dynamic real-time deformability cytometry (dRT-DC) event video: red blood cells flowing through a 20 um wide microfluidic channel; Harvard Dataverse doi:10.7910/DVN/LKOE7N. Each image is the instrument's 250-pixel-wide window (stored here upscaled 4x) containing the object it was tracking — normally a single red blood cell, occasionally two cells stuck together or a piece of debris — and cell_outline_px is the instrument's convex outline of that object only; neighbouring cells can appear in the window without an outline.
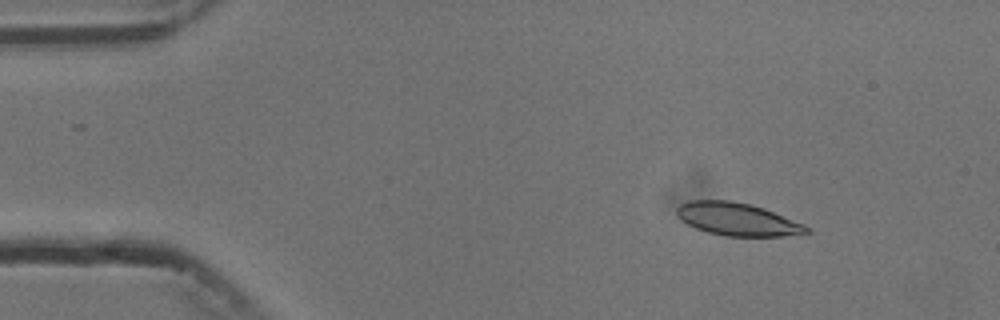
{"species": "common noctule bat (a hibernating species)", "species_latin": "Nyctalus noctula", "temperature_condition": "cold", "stored_images_in_passage": 5, "camera_frame_rate_fps": 3000, "um_per_image_px": 0.085, "animal": {"sex": "male", "body_mass_g": 13.3}, "frame": {"image": 1, "passage_image": 3, "time_ms": 2.0, "image_size_px": [1000, 320], "cell_outline_px": [[812, 232], [780, 236], [724, 236], [708, 232], [696, 228], [680, 220], [676, 216], [676, 208], [680, 204], [688, 200], [728, 200], [752, 204], [764, 208], [804, 224], [812, 228]], "centroid_in_image_um": [62.66, 18.63], "position_along_channel_um": 22.3, "area_um2": 24.97}}